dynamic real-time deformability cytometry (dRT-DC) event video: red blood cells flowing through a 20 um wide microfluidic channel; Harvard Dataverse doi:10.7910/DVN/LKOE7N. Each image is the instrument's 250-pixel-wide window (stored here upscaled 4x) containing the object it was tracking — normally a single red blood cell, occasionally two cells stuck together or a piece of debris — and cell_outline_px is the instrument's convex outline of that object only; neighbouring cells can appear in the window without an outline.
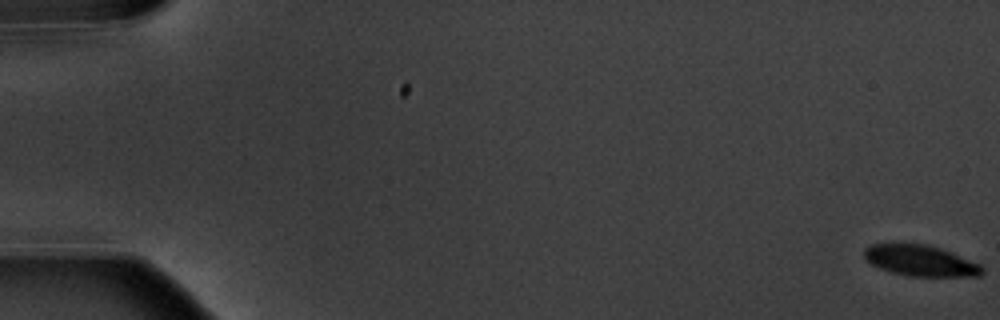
{"species": "common noctule bat (a hibernating species)", "species_latin": "Nyctalus noctula", "temperature_condition": "warm", "stored_images_in_passage": 14, "camera_frame_rate_fps": 3000, "um_per_image_px": 0.085, "animal": {"sex": "male", "body_mass_g": 20.1, "forearm_length_mm": 53.5}, "frame": {"image": 1, "passage_image": 1, "time_ms": 0.0, "image_size_px": [1000, 320], "cell_outline_px": [[984, 272], [980, 276], [908, 276], [892, 272], [880, 268], [864, 260], [864, 248], [868, 244], [892, 240], [928, 244], [952, 252], [980, 264], [984, 268]], "centroid_in_image_um": [78.16, 22.09], "position_along_channel_um": 6.8, "area_um2": 22.2}}
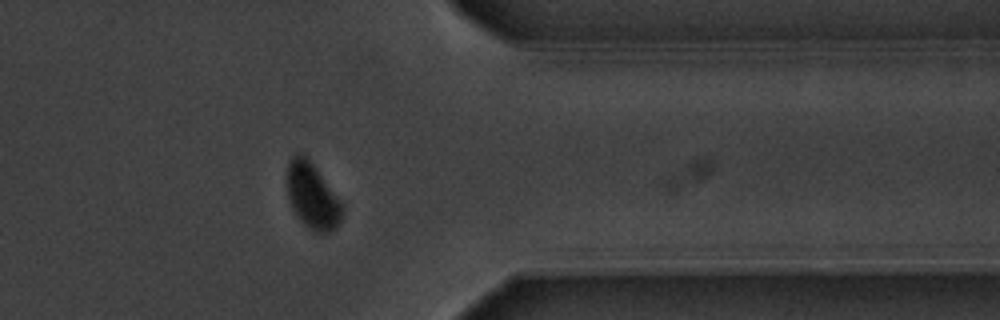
{"frame": {"image": 2, "passage_image": 14, "time_ms": 15.667, "image_size_px": [1000, 320], "cell_outline_px": [[344, 216], [340, 224], [336, 228], [328, 232], [316, 232], [308, 228], [296, 216], [288, 200], [288, 160], [296, 152], [300, 152], [312, 164], [344, 204]], "centroid_in_image_um": [26.58, 16.7], "position_along_channel_um": 384.8, "area_um2": 21.21}, "authors_computed_cell_mechanics": {"area_um2": 23.4379, "velocity_mm_per_s": 3.5541, "shape_relaxation_time_tau1_ms": 2.5482, "shape_relaxation_time_tau2_ms": null, "deformation_change_tau1": 0.0835, "deformation_change_tau2": null}}